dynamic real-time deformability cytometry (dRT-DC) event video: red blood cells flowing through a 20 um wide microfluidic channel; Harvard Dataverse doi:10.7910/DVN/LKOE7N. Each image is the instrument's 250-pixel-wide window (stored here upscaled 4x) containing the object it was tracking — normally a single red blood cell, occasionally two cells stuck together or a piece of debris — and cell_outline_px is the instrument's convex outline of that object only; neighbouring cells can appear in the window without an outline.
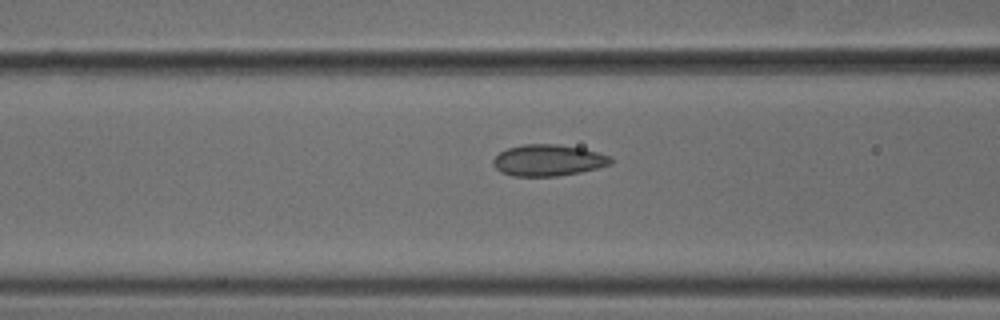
{"species": "common noctule bat (a hibernating species)", "species_latin": "Nyctalus noctula", "temperature_condition": "cold", "stored_images_in_passage": 13, "camera_frame_rate_fps": 3000, "um_per_image_px": 0.085, "animal": {"sex": "male", "body_mass_g": 18.8}, "frame": {"image": 1, "passage_image": 11, "time_ms": 3.333, "image_size_px": [1000, 320], "cell_outline_px": [[612, 164], [580, 172], [560, 176], [512, 176], [500, 172], [492, 164], [492, 160], [500, 152], [508, 148], [524, 144], [556, 144], [584, 148], [612, 156]], "centroid_in_image_um": [46.6, 13.62], "position_along_channel_um": 120.0, "area_um2": 21.68}}